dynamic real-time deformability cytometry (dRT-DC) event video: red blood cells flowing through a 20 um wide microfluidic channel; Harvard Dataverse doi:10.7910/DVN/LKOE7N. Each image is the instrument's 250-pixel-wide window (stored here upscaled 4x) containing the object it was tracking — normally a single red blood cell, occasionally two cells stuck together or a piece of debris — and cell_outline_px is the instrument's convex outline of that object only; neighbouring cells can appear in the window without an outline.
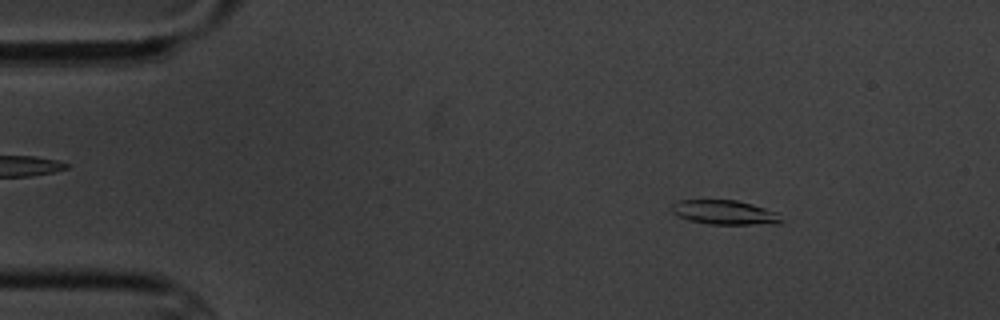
{"species": "common noctule bat (a hibernating species)", "species_latin": "Nyctalus noctula", "temperature_condition": "cold", "stored_images_in_passage": 11, "camera_frame_rate_fps": 3000, "um_per_image_px": 0.085, "animal": {"sex": "male", "body_mass_g": 20.1, "forearm_length_mm": 53.5}, "frame": {"image": 1, "passage_image": 2, "time_ms": 1.0, "image_size_px": [1000, 320], "cell_outline_px": [[784, 220], [780, 224], [708, 224], [688, 220], [672, 212], [672, 204], [680, 200], [736, 200], [752, 204], [776, 212]], "centroid_in_image_um": [61.62, 18.06], "position_along_channel_um": 23.4, "area_um2": 15.49}}
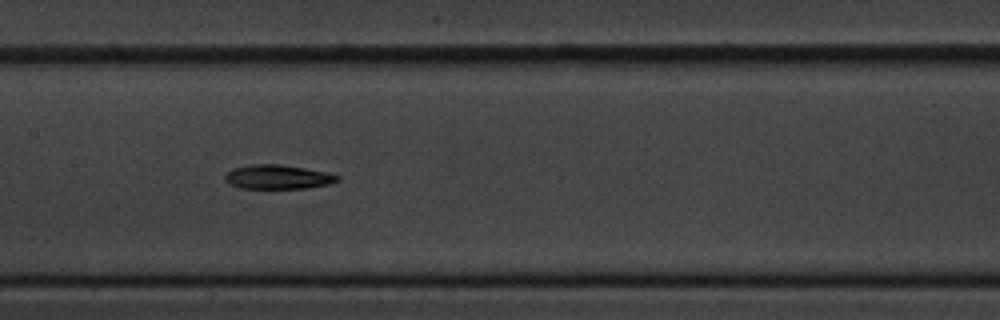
{"frame": {"image": 2, "passage_image": 7, "time_ms": 7.667, "image_size_px": [1000, 320], "cell_outline_px": [[340, 180], [328, 184], [308, 188], [240, 188], [228, 184], [224, 180], [224, 176], [232, 168], [252, 164], [280, 164], [304, 168], [324, 172], [340, 176]], "centroid_in_image_um": [23.57, 15.04], "position_along_channel_um": 183.8, "area_um2": 15.84}}
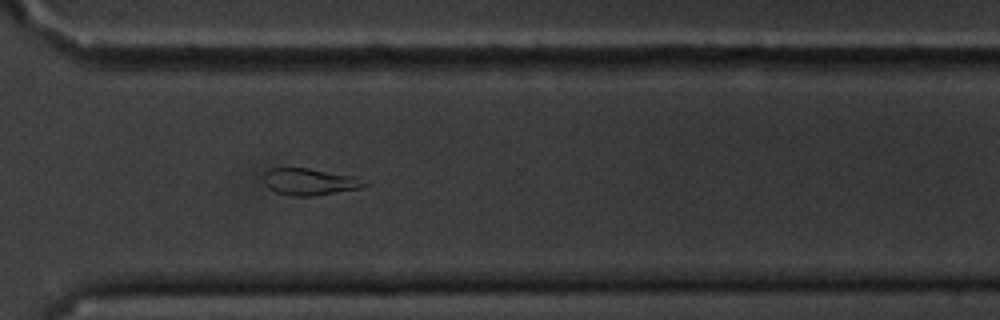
{"frame": {"image": 3, "passage_image": 11, "time_ms": 12.333, "image_size_px": [1000, 320], "cell_outline_px": [[368, 184], [360, 188], [312, 196], [292, 196], [276, 192], [268, 188], [264, 180], [264, 172], [272, 168], [308, 168], [356, 176], [368, 180]], "centroid_in_image_um": [26.36, 15.44], "position_along_channel_um": 344.2, "area_um2": 15.78}}